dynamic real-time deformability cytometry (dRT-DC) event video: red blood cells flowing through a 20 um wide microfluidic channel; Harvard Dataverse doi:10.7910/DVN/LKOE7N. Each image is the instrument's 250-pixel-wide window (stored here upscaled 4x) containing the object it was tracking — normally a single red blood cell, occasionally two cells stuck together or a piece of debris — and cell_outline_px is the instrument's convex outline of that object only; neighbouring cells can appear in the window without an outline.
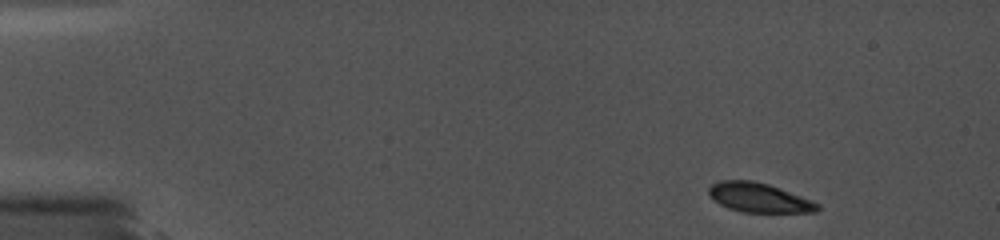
{"species": "common noctule bat (a hibernating species)", "species_latin": "Nyctalus noctula", "temperature_condition": "cold", "stored_images_in_passage": 37, "camera_frame_rate_fps": 5000, "um_per_image_px": 0.085, "animal": {"sex": "female", "body_mass_g": 19.0, "forearm_length_mm": 56.7}, "frame": {"image": 1, "passage_image": 1, "time_ms": 0.0, "image_size_px": [1000, 240], "cell_outline_px": [[820, 208], [816, 212], [740, 212], [728, 208], [712, 200], [708, 196], [708, 188], [712, 184], [720, 180], [752, 180], [768, 184], [780, 188], [812, 200], [820, 204]], "centroid_in_image_um": [64.48, 16.8], "position_along_channel_um": 20.5, "area_um2": 18.79}}
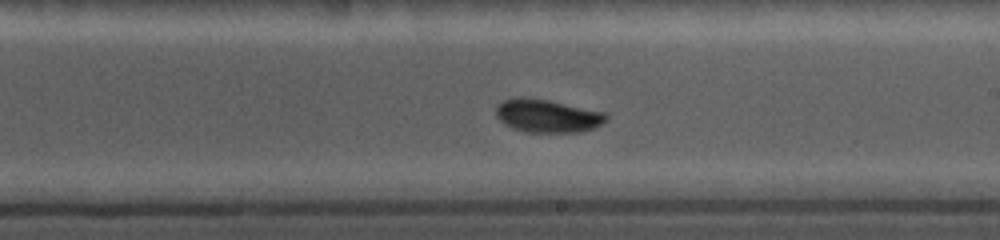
{"frame": {"image": 2, "passage_image": 23, "time_ms": 8.8, "image_size_px": [1000, 240], "cell_outline_px": [[608, 120], [596, 128], [580, 132], [524, 132], [512, 128], [504, 124], [496, 116], [496, 104], [504, 100], [516, 96], [524, 96], [548, 100], [608, 112]], "centroid_in_image_um": [46.55, 9.84], "position_along_channel_um": 242.5, "area_um2": 21.79}}
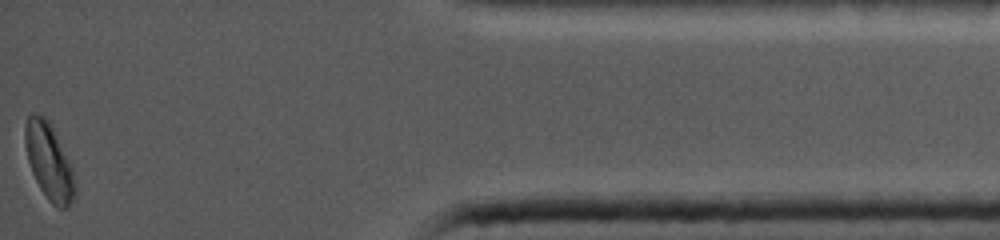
{"frame": {"image": 3, "passage_image": 37, "time_ms": 14.8, "image_size_px": [1000, 240], "cell_outline_px": [[76, 192], [68, 208], [56, 208], [48, 200], [40, 188], [32, 172], [28, 160], [24, 144], [24, 128], [28, 116], [32, 112], [44, 116], [48, 120], [68, 160], [76, 184]], "centroid_in_image_um": [4.14, 13.75], "position_along_channel_um": 431.1, "area_um2": 21.91}}